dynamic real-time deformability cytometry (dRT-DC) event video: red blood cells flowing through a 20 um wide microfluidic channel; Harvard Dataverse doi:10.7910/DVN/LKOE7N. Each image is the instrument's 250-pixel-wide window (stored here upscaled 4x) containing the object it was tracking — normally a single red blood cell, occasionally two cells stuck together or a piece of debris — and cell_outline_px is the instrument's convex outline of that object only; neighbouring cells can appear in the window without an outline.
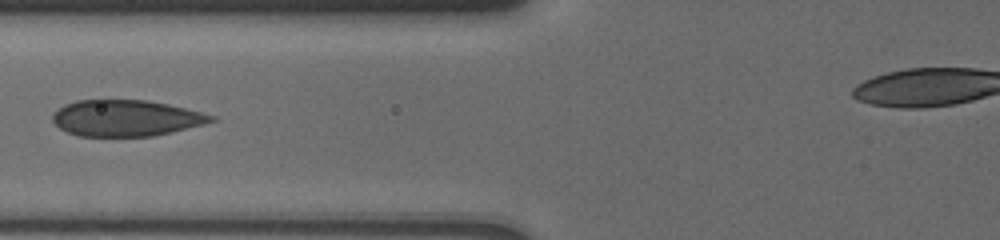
{"species": "human", "species_latin": "Homo sapiens", "temperature_condition": "cold", "stored_images_in_passage": 12, "camera_frame_rate_fps": 3000, "um_per_image_px": 0.085, "donor": {"sex": "male"}, "frame": {"image": 1, "passage_image": 9, "time_ms": 3.333, "image_size_px": [1000, 240], "cell_outline_px": [[216, 120], [204, 124], [152, 136], [80, 136], [68, 132], [60, 128], [52, 120], [52, 116], [64, 104], [76, 100], [148, 100], [168, 104], [216, 116]], "centroid_in_image_um": [10.7, 10.03], "position_along_channel_um": 115.1, "area_um2": 33.18}}
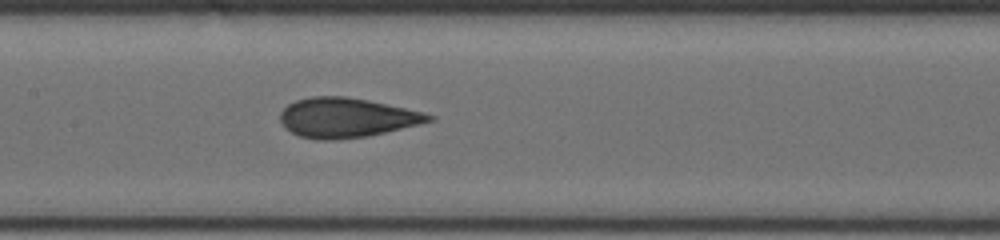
{"frame": {"image": 2, "passage_image": 12, "time_ms": 5.0, "image_size_px": [1000, 240], "cell_outline_px": [[436, 116], [432, 120], [368, 136], [336, 140], [320, 140], [300, 136], [284, 128], [280, 120], [280, 112], [288, 104], [296, 100], [312, 96], [344, 96], [368, 100], [424, 112]], "centroid_in_image_um": [29.41, 10.0], "position_along_channel_um": 178.0, "area_um2": 34.04}}